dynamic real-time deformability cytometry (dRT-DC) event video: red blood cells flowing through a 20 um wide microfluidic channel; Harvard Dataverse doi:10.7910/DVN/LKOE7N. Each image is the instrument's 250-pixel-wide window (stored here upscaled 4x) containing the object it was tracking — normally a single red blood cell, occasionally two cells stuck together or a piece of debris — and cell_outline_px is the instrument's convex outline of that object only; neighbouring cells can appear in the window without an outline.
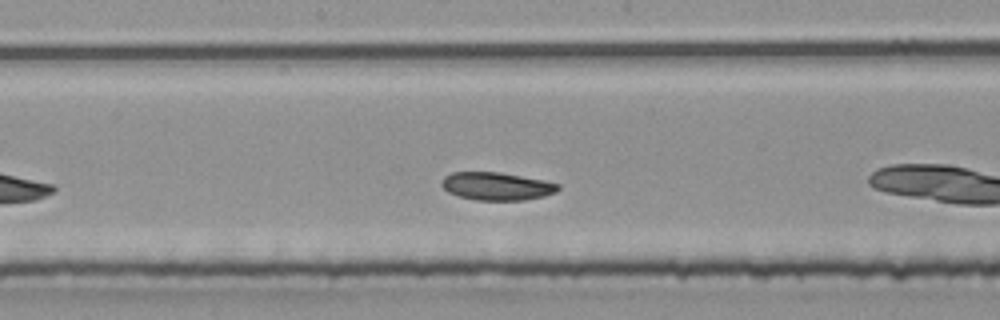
{"species": "common noctule bat (a hibernating species)", "species_latin": "Nyctalus noctula", "temperature_condition": "room temperature", "stored_images_in_passage": 27, "camera_frame_rate_fps": 3000, "um_per_image_px": 0.085, "animal": {"sex": "male", "body_mass_g": 20.4}, "frame": {"image": 1, "passage_image": 12, "time_ms": 3.667, "image_size_px": [1000, 320], "cell_outline_px": [[560, 188], [556, 192], [544, 196], [524, 200], [476, 200], [460, 196], [448, 192], [440, 184], [440, 180], [444, 176], [452, 172], [500, 172], [544, 180], [560, 184]], "centroid_in_image_um": [42.21, 15.82], "position_along_channel_um": 206.0, "area_um2": 19.02}, "authors_computed_cell_mechanics": {"area_um2": 19.1896, "velocity_mm_per_s": 3.9596, "shape_relaxation_time_tau1_ms": null, "shape_relaxation_time_tau2_ms": 2.3589, "deformation_change_tau1": null, "deformation_change_tau2": 0.0523}}